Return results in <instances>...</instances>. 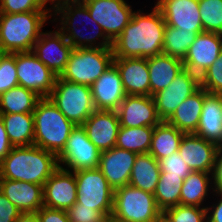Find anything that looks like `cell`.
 I'll use <instances>...</instances> for the list:
<instances>
[{"instance_id": "c3c4849f", "label": "cell", "mask_w": 222, "mask_h": 222, "mask_svg": "<svg viewBox=\"0 0 222 222\" xmlns=\"http://www.w3.org/2000/svg\"><path fill=\"white\" fill-rule=\"evenodd\" d=\"M15 222H39L36 213H22Z\"/></svg>"}, {"instance_id": "cb8c5ba5", "label": "cell", "mask_w": 222, "mask_h": 222, "mask_svg": "<svg viewBox=\"0 0 222 222\" xmlns=\"http://www.w3.org/2000/svg\"><path fill=\"white\" fill-rule=\"evenodd\" d=\"M0 191L21 213H36L44 206L43 185L0 178Z\"/></svg>"}, {"instance_id": "74e56055", "label": "cell", "mask_w": 222, "mask_h": 222, "mask_svg": "<svg viewBox=\"0 0 222 222\" xmlns=\"http://www.w3.org/2000/svg\"><path fill=\"white\" fill-rule=\"evenodd\" d=\"M200 87L210 94L222 95V51L217 60L199 77Z\"/></svg>"}, {"instance_id": "bcb514c9", "label": "cell", "mask_w": 222, "mask_h": 222, "mask_svg": "<svg viewBox=\"0 0 222 222\" xmlns=\"http://www.w3.org/2000/svg\"><path fill=\"white\" fill-rule=\"evenodd\" d=\"M13 145L10 143L4 122L0 116V162L9 154Z\"/></svg>"}, {"instance_id": "2e32d148", "label": "cell", "mask_w": 222, "mask_h": 222, "mask_svg": "<svg viewBox=\"0 0 222 222\" xmlns=\"http://www.w3.org/2000/svg\"><path fill=\"white\" fill-rule=\"evenodd\" d=\"M222 51V35L201 32L189 46L183 66L199 77L217 60Z\"/></svg>"}, {"instance_id": "681fc988", "label": "cell", "mask_w": 222, "mask_h": 222, "mask_svg": "<svg viewBox=\"0 0 222 222\" xmlns=\"http://www.w3.org/2000/svg\"><path fill=\"white\" fill-rule=\"evenodd\" d=\"M45 7H47V3L50 2L52 4V11H54L56 8H58L60 5L66 3V0H39Z\"/></svg>"}, {"instance_id": "9c48e42d", "label": "cell", "mask_w": 222, "mask_h": 222, "mask_svg": "<svg viewBox=\"0 0 222 222\" xmlns=\"http://www.w3.org/2000/svg\"><path fill=\"white\" fill-rule=\"evenodd\" d=\"M77 184L76 203L112 214L114 189L99 168H90L74 172Z\"/></svg>"}, {"instance_id": "7bdbcfd3", "label": "cell", "mask_w": 222, "mask_h": 222, "mask_svg": "<svg viewBox=\"0 0 222 222\" xmlns=\"http://www.w3.org/2000/svg\"><path fill=\"white\" fill-rule=\"evenodd\" d=\"M36 214L39 222H70L66 210L43 206L36 212Z\"/></svg>"}, {"instance_id": "83f0119b", "label": "cell", "mask_w": 222, "mask_h": 222, "mask_svg": "<svg viewBox=\"0 0 222 222\" xmlns=\"http://www.w3.org/2000/svg\"><path fill=\"white\" fill-rule=\"evenodd\" d=\"M160 173L159 161L150 153L137 154L129 185L154 194Z\"/></svg>"}, {"instance_id": "5b68a950", "label": "cell", "mask_w": 222, "mask_h": 222, "mask_svg": "<svg viewBox=\"0 0 222 222\" xmlns=\"http://www.w3.org/2000/svg\"><path fill=\"white\" fill-rule=\"evenodd\" d=\"M52 12L51 15H54V17L61 15V18L59 17L58 19V21H61L59 22L61 26L58 30L64 35L74 49L112 48V42L106 37L101 26L90 16L88 9L83 2L67 1ZM79 17H82V19L85 17L87 19L86 22L92 23L93 28H91L92 32L90 35L85 34V36L82 34L83 32L76 27V18L78 19ZM80 21L81 20H79V22ZM86 22H81V24L88 25ZM79 25L80 24L78 23V26ZM101 38V42L97 43L96 40Z\"/></svg>"}, {"instance_id": "4fadbf2b", "label": "cell", "mask_w": 222, "mask_h": 222, "mask_svg": "<svg viewBox=\"0 0 222 222\" xmlns=\"http://www.w3.org/2000/svg\"><path fill=\"white\" fill-rule=\"evenodd\" d=\"M199 88V76L184 68L169 86L153 95L159 118L167 121L176 108Z\"/></svg>"}, {"instance_id": "f1b7e54d", "label": "cell", "mask_w": 222, "mask_h": 222, "mask_svg": "<svg viewBox=\"0 0 222 222\" xmlns=\"http://www.w3.org/2000/svg\"><path fill=\"white\" fill-rule=\"evenodd\" d=\"M212 182L213 173L191 171L183 181L180 193V204L206 208L205 206H201L203 205V201L207 198L209 190H215L214 187H212L214 185H211L213 184ZM210 186L212 188H210Z\"/></svg>"}, {"instance_id": "e575fe53", "label": "cell", "mask_w": 222, "mask_h": 222, "mask_svg": "<svg viewBox=\"0 0 222 222\" xmlns=\"http://www.w3.org/2000/svg\"><path fill=\"white\" fill-rule=\"evenodd\" d=\"M197 33L166 25L163 37V53L183 60Z\"/></svg>"}, {"instance_id": "8992f818", "label": "cell", "mask_w": 222, "mask_h": 222, "mask_svg": "<svg viewBox=\"0 0 222 222\" xmlns=\"http://www.w3.org/2000/svg\"><path fill=\"white\" fill-rule=\"evenodd\" d=\"M112 48L73 49L61 79L91 86L112 64Z\"/></svg>"}, {"instance_id": "7a4b0ae2", "label": "cell", "mask_w": 222, "mask_h": 222, "mask_svg": "<svg viewBox=\"0 0 222 222\" xmlns=\"http://www.w3.org/2000/svg\"><path fill=\"white\" fill-rule=\"evenodd\" d=\"M58 167L57 156L39 146L13 147L0 162V178L44 185Z\"/></svg>"}, {"instance_id": "d6a6232c", "label": "cell", "mask_w": 222, "mask_h": 222, "mask_svg": "<svg viewBox=\"0 0 222 222\" xmlns=\"http://www.w3.org/2000/svg\"><path fill=\"white\" fill-rule=\"evenodd\" d=\"M154 127H122L120 126L116 147L132 151L137 154L148 153Z\"/></svg>"}, {"instance_id": "f546056e", "label": "cell", "mask_w": 222, "mask_h": 222, "mask_svg": "<svg viewBox=\"0 0 222 222\" xmlns=\"http://www.w3.org/2000/svg\"><path fill=\"white\" fill-rule=\"evenodd\" d=\"M184 132L167 121H161L154 127L149 152L156 160H161L178 152Z\"/></svg>"}, {"instance_id": "db71d44e", "label": "cell", "mask_w": 222, "mask_h": 222, "mask_svg": "<svg viewBox=\"0 0 222 222\" xmlns=\"http://www.w3.org/2000/svg\"><path fill=\"white\" fill-rule=\"evenodd\" d=\"M5 53L0 49V59Z\"/></svg>"}, {"instance_id": "7dc6e473", "label": "cell", "mask_w": 222, "mask_h": 222, "mask_svg": "<svg viewBox=\"0 0 222 222\" xmlns=\"http://www.w3.org/2000/svg\"><path fill=\"white\" fill-rule=\"evenodd\" d=\"M213 187L222 191V151L219 150L216 156L215 169L213 172Z\"/></svg>"}, {"instance_id": "7402d4cb", "label": "cell", "mask_w": 222, "mask_h": 222, "mask_svg": "<svg viewBox=\"0 0 222 222\" xmlns=\"http://www.w3.org/2000/svg\"><path fill=\"white\" fill-rule=\"evenodd\" d=\"M136 157L137 153L116 146L101 152L98 168L114 190L129 185Z\"/></svg>"}, {"instance_id": "f907efd6", "label": "cell", "mask_w": 222, "mask_h": 222, "mask_svg": "<svg viewBox=\"0 0 222 222\" xmlns=\"http://www.w3.org/2000/svg\"><path fill=\"white\" fill-rule=\"evenodd\" d=\"M104 222H124V221H121V220L113 217L112 215H110V216L106 217Z\"/></svg>"}, {"instance_id": "11a10c76", "label": "cell", "mask_w": 222, "mask_h": 222, "mask_svg": "<svg viewBox=\"0 0 222 222\" xmlns=\"http://www.w3.org/2000/svg\"><path fill=\"white\" fill-rule=\"evenodd\" d=\"M219 150L222 151V143L219 145Z\"/></svg>"}, {"instance_id": "8fae6325", "label": "cell", "mask_w": 222, "mask_h": 222, "mask_svg": "<svg viewBox=\"0 0 222 222\" xmlns=\"http://www.w3.org/2000/svg\"><path fill=\"white\" fill-rule=\"evenodd\" d=\"M101 152L89 140L82 125H77L70 133L66 145L57 156L59 166L76 172L79 170L97 168L99 166Z\"/></svg>"}, {"instance_id": "44dd1931", "label": "cell", "mask_w": 222, "mask_h": 222, "mask_svg": "<svg viewBox=\"0 0 222 222\" xmlns=\"http://www.w3.org/2000/svg\"><path fill=\"white\" fill-rule=\"evenodd\" d=\"M90 87L95 110L117 111L127 95L120 74L114 64Z\"/></svg>"}, {"instance_id": "30bf717a", "label": "cell", "mask_w": 222, "mask_h": 222, "mask_svg": "<svg viewBox=\"0 0 222 222\" xmlns=\"http://www.w3.org/2000/svg\"><path fill=\"white\" fill-rule=\"evenodd\" d=\"M15 64L19 86L41 98L50 96L57 76L32 51L15 53Z\"/></svg>"}, {"instance_id": "603a6c76", "label": "cell", "mask_w": 222, "mask_h": 222, "mask_svg": "<svg viewBox=\"0 0 222 222\" xmlns=\"http://www.w3.org/2000/svg\"><path fill=\"white\" fill-rule=\"evenodd\" d=\"M127 95L150 96V76L147 58H114Z\"/></svg>"}, {"instance_id": "d4e9b609", "label": "cell", "mask_w": 222, "mask_h": 222, "mask_svg": "<svg viewBox=\"0 0 222 222\" xmlns=\"http://www.w3.org/2000/svg\"><path fill=\"white\" fill-rule=\"evenodd\" d=\"M218 146L222 143V95L205 96L196 131L193 133Z\"/></svg>"}, {"instance_id": "ba28073f", "label": "cell", "mask_w": 222, "mask_h": 222, "mask_svg": "<svg viewBox=\"0 0 222 222\" xmlns=\"http://www.w3.org/2000/svg\"><path fill=\"white\" fill-rule=\"evenodd\" d=\"M49 99L76 126L82 125L95 111L90 86L72 83L59 76Z\"/></svg>"}, {"instance_id": "ac0fdd59", "label": "cell", "mask_w": 222, "mask_h": 222, "mask_svg": "<svg viewBox=\"0 0 222 222\" xmlns=\"http://www.w3.org/2000/svg\"><path fill=\"white\" fill-rule=\"evenodd\" d=\"M117 113L122 127H155L162 121L153 96L126 95Z\"/></svg>"}, {"instance_id": "52a82bcc", "label": "cell", "mask_w": 222, "mask_h": 222, "mask_svg": "<svg viewBox=\"0 0 222 222\" xmlns=\"http://www.w3.org/2000/svg\"><path fill=\"white\" fill-rule=\"evenodd\" d=\"M162 214L154 194L131 185L114 190L113 217L124 222H155Z\"/></svg>"}, {"instance_id": "ee69618b", "label": "cell", "mask_w": 222, "mask_h": 222, "mask_svg": "<svg viewBox=\"0 0 222 222\" xmlns=\"http://www.w3.org/2000/svg\"><path fill=\"white\" fill-rule=\"evenodd\" d=\"M21 211L0 191V222H15Z\"/></svg>"}, {"instance_id": "277c9868", "label": "cell", "mask_w": 222, "mask_h": 222, "mask_svg": "<svg viewBox=\"0 0 222 222\" xmlns=\"http://www.w3.org/2000/svg\"><path fill=\"white\" fill-rule=\"evenodd\" d=\"M33 116L34 145L58 156L76 125L61 113L49 97L38 101Z\"/></svg>"}, {"instance_id": "1f68e13d", "label": "cell", "mask_w": 222, "mask_h": 222, "mask_svg": "<svg viewBox=\"0 0 222 222\" xmlns=\"http://www.w3.org/2000/svg\"><path fill=\"white\" fill-rule=\"evenodd\" d=\"M39 95L22 86H16L0 96V114L33 113Z\"/></svg>"}, {"instance_id": "4dcf8cb0", "label": "cell", "mask_w": 222, "mask_h": 222, "mask_svg": "<svg viewBox=\"0 0 222 222\" xmlns=\"http://www.w3.org/2000/svg\"><path fill=\"white\" fill-rule=\"evenodd\" d=\"M13 147L34 145L33 113L0 114Z\"/></svg>"}, {"instance_id": "9a60e30c", "label": "cell", "mask_w": 222, "mask_h": 222, "mask_svg": "<svg viewBox=\"0 0 222 222\" xmlns=\"http://www.w3.org/2000/svg\"><path fill=\"white\" fill-rule=\"evenodd\" d=\"M77 184L73 171L59 166L43 185L44 206L68 210L77 198Z\"/></svg>"}, {"instance_id": "d6986e66", "label": "cell", "mask_w": 222, "mask_h": 222, "mask_svg": "<svg viewBox=\"0 0 222 222\" xmlns=\"http://www.w3.org/2000/svg\"><path fill=\"white\" fill-rule=\"evenodd\" d=\"M165 24L197 34L204 32L200 18L198 0H157Z\"/></svg>"}, {"instance_id": "f5cc1de1", "label": "cell", "mask_w": 222, "mask_h": 222, "mask_svg": "<svg viewBox=\"0 0 222 222\" xmlns=\"http://www.w3.org/2000/svg\"><path fill=\"white\" fill-rule=\"evenodd\" d=\"M67 1L83 2V1H85V0H66V2H67Z\"/></svg>"}, {"instance_id": "5bb4252c", "label": "cell", "mask_w": 222, "mask_h": 222, "mask_svg": "<svg viewBox=\"0 0 222 222\" xmlns=\"http://www.w3.org/2000/svg\"><path fill=\"white\" fill-rule=\"evenodd\" d=\"M73 46L59 31H47L41 33L34 43L32 52L44 63L56 76L64 71Z\"/></svg>"}, {"instance_id": "8d00e7d4", "label": "cell", "mask_w": 222, "mask_h": 222, "mask_svg": "<svg viewBox=\"0 0 222 222\" xmlns=\"http://www.w3.org/2000/svg\"><path fill=\"white\" fill-rule=\"evenodd\" d=\"M163 214L170 222H207L206 208L179 204L166 209Z\"/></svg>"}, {"instance_id": "836d02e7", "label": "cell", "mask_w": 222, "mask_h": 222, "mask_svg": "<svg viewBox=\"0 0 222 222\" xmlns=\"http://www.w3.org/2000/svg\"><path fill=\"white\" fill-rule=\"evenodd\" d=\"M183 181L179 175H168V172L160 173L154 197L158 208L162 212L180 204Z\"/></svg>"}, {"instance_id": "ab89813d", "label": "cell", "mask_w": 222, "mask_h": 222, "mask_svg": "<svg viewBox=\"0 0 222 222\" xmlns=\"http://www.w3.org/2000/svg\"><path fill=\"white\" fill-rule=\"evenodd\" d=\"M24 12H51L39 0H0V14H17Z\"/></svg>"}, {"instance_id": "816d5d0a", "label": "cell", "mask_w": 222, "mask_h": 222, "mask_svg": "<svg viewBox=\"0 0 222 222\" xmlns=\"http://www.w3.org/2000/svg\"><path fill=\"white\" fill-rule=\"evenodd\" d=\"M155 222H170V220L162 214Z\"/></svg>"}, {"instance_id": "6da1fadb", "label": "cell", "mask_w": 222, "mask_h": 222, "mask_svg": "<svg viewBox=\"0 0 222 222\" xmlns=\"http://www.w3.org/2000/svg\"><path fill=\"white\" fill-rule=\"evenodd\" d=\"M149 14L134 11L128 25L112 42L114 58H149L163 53L166 27L159 8L155 5Z\"/></svg>"}, {"instance_id": "60d3db41", "label": "cell", "mask_w": 222, "mask_h": 222, "mask_svg": "<svg viewBox=\"0 0 222 222\" xmlns=\"http://www.w3.org/2000/svg\"><path fill=\"white\" fill-rule=\"evenodd\" d=\"M67 214L70 222H104L107 215L103 211H97L92 207L74 203Z\"/></svg>"}, {"instance_id": "7c38bea8", "label": "cell", "mask_w": 222, "mask_h": 222, "mask_svg": "<svg viewBox=\"0 0 222 222\" xmlns=\"http://www.w3.org/2000/svg\"><path fill=\"white\" fill-rule=\"evenodd\" d=\"M83 3L111 42L122 33L134 13L125 0H85Z\"/></svg>"}, {"instance_id": "3957f363", "label": "cell", "mask_w": 222, "mask_h": 222, "mask_svg": "<svg viewBox=\"0 0 222 222\" xmlns=\"http://www.w3.org/2000/svg\"><path fill=\"white\" fill-rule=\"evenodd\" d=\"M51 12L0 14V49L4 53L32 51Z\"/></svg>"}, {"instance_id": "e0dca14e", "label": "cell", "mask_w": 222, "mask_h": 222, "mask_svg": "<svg viewBox=\"0 0 222 222\" xmlns=\"http://www.w3.org/2000/svg\"><path fill=\"white\" fill-rule=\"evenodd\" d=\"M219 146L193 133L184 134L180 141L181 157L191 171L213 173Z\"/></svg>"}, {"instance_id": "484cf974", "label": "cell", "mask_w": 222, "mask_h": 222, "mask_svg": "<svg viewBox=\"0 0 222 222\" xmlns=\"http://www.w3.org/2000/svg\"><path fill=\"white\" fill-rule=\"evenodd\" d=\"M150 76V96L165 89L184 69L183 61L161 53L147 58Z\"/></svg>"}, {"instance_id": "ffe728a7", "label": "cell", "mask_w": 222, "mask_h": 222, "mask_svg": "<svg viewBox=\"0 0 222 222\" xmlns=\"http://www.w3.org/2000/svg\"><path fill=\"white\" fill-rule=\"evenodd\" d=\"M89 140L100 152L115 147L120 128L117 111L95 110L82 124Z\"/></svg>"}, {"instance_id": "b9f144b4", "label": "cell", "mask_w": 222, "mask_h": 222, "mask_svg": "<svg viewBox=\"0 0 222 222\" xmlns=\"http://www.w3.org/2000/svg\"><path fill=\"white\" fill-rule=\"evenodd\" d=\"M159 166L161 172H168V175H179L183 180L191 173V169L179 152L159 160Z\"/></svg>"}, {"instance_id": "f35d334b", "label": "cell", "mask_w": 222, "mask_h": 222, "mask_svg": "<svg viewBox=\"0 0 222 222\" xmlns=\"http://www.w3.org/2000/svg\"><path fill=\"white\" fill-rule=\"evenodd\" d=\"M18 85L15 53H5L0 59V96Z\"/></svg>"}, {"instance_id": "d590c367", "label": "cell", "mask_w": 222, "mask_h": 222, "mask_svg": "<svg viewBox=\"0 0 222 222\" xmlns=\"http://www.w3.org/2000/svg\"><path fill=\"white\" fill-rule=\"evenodd\" d=\"M204 32L222 35V0H198Z\"/></svg>"}, {"instance_id": "4316f807", "label": "cell", "mask_w": 222, "mask_h": 222, "mask_svg": "<svg viewBox=\"0 0 222 222\" xmlns=\"http://www.w3.org/2000/svg\"><path fill=\"white\" fill-rule=\"evenodd\" d=\"M207 94L208 92L200 87L176 108L167 122L185 134L194 133L198 127Z\"/></svg>"}, {"instance_id": "f6af8a7d", "label": "cell", "mask_w": 222, "mask_h": 222, "mask_svg": "<svg viewBox=\"0 0 222 222\" xmlns=\"http://www.w3.org/2000/svg\"><path fill=\"white\" fill-rule=\"evenodd\" d=\"M215 196H221L218 203L213 204L211 207L206 206L207 222H222V191L214 190Z\"/></svg>"}]
</instances>
